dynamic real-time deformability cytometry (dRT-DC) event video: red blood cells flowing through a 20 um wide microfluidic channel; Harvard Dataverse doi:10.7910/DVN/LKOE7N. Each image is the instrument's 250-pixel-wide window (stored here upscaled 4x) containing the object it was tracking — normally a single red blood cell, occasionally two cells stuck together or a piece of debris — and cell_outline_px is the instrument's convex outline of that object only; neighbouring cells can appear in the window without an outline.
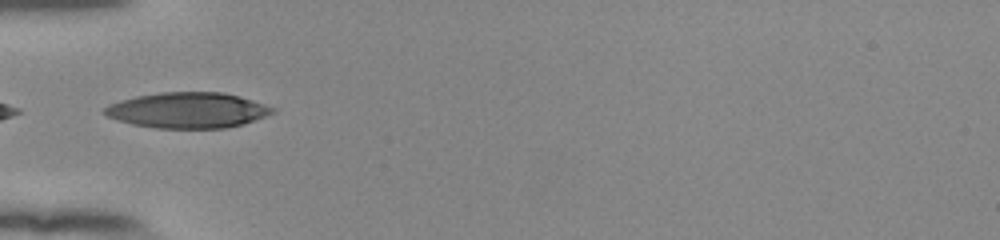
{"species": "human", "species_latin": "Homo sapiens", "temperature_condition": "room temperature", "stored_images_in_passage": 13, "camera_frame_rate_fps": 3000, "um_per_image_px": 0.085, "donor": {"sex": "female"}, "frame": {"image": 1, "passage_image": 1, "time_ms": 0.0, "image_size_px": [1000, 240], "cell_outline_px": [[276, 112], [244, 124], [224, 128], [156, 128], [132, 124], [108, 116], [104, 112], [104, 108], [108, 104], [120, 100], [136, 96], [160, 92], [224, 92], [252, 100], [276, 108]], "centroid_in_image_um": [15.98, 9.36], "position_along_channel_um": 69.0, "area_um2": 34.8}}
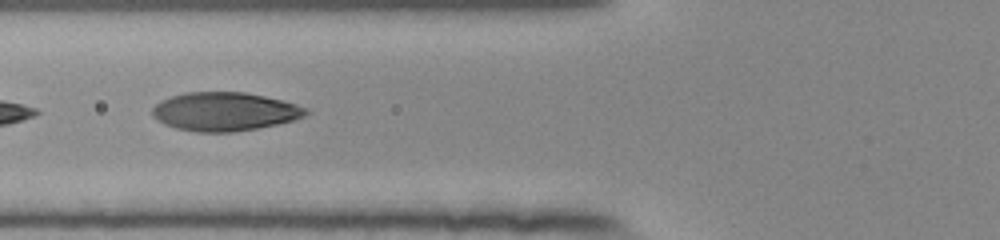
{"frame": {"image": 2, "passage_image": 4, "time_ms": 1.0, "image_size_px": [1000, 240], "cell_outline_px": [[312, 112], [304, 116], [292, 120], [276, 124], [256, 128], [232, 132], [196, 132], [176, 128], [164, 124], [152, 116], [152, 108], [160, 100], [184, 92], [244, 92], [264, 96], [296, 104], [308, 108]], "centroid_in_image_um": [19.08, 9.48], "position_along_channel_um": 106.7, "area_um2": 34.51}}
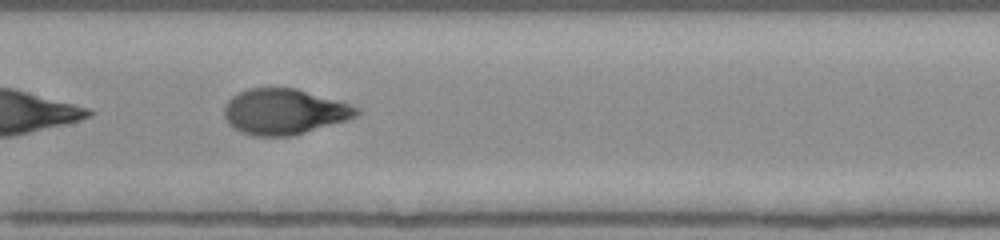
{"frame": {"image": 3, "passage_image": 10, "time_ms": 3.0, "image_size_px": [1000, 240], "cell_outline_px": [[360, 112], [356, 116], [348, 120], [292, 136], [256, 136], [240, 132], [232, 128], [228, 124], [224, 116], [224, 108], [228, 100], [232, 96], [248, 88], [296, 88], [348, 104], [360, 108]], "centroid_in_image_um": [24.13, 9.5], "position_along_channel_um": 183.3, "area_um2": 35.14}}